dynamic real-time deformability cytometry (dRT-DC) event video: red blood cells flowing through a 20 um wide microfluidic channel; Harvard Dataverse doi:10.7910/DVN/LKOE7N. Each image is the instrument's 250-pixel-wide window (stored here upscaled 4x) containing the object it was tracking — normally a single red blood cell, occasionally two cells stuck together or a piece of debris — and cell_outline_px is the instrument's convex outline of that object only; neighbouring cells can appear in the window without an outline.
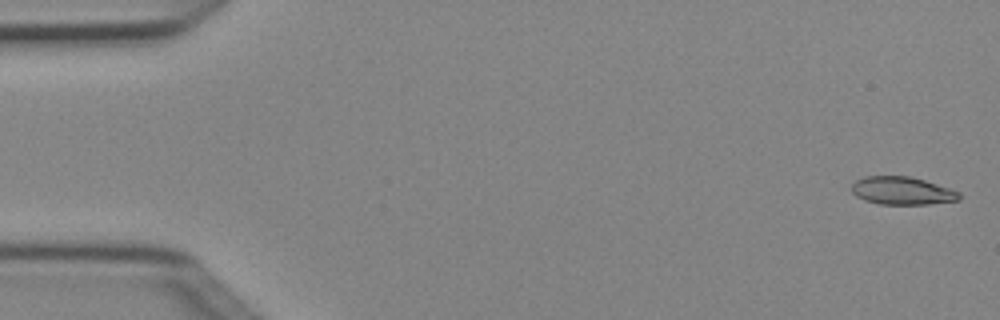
{"species": "Egyptian fruit bat (a non-hibernating species)", "species_latin": "Rousettus aegyptiacus", "temperature_condition": "cold", "stored_images_in_passage": 5, "camera_frame_rate_fps": 3000, "um_per_image_px": 0.085, "animal": {"sex": "female"}, "frame": {"image": 1, "passage_image": 1, "time_ms": 0.0, "image_size_px": [1000, 320], "cell_outline_px": [[960, 200], [928, 204], [880, 204], [864, 200], [856, 196], [852, 192], [852, 184], [856, 180], [864, 176], [908, 176], [924, 180], [960, 192]], "centroid_in_image_um": [76.66, 16.21], "position_along_channel_um": 8.3, "area_um2": 17.4}}